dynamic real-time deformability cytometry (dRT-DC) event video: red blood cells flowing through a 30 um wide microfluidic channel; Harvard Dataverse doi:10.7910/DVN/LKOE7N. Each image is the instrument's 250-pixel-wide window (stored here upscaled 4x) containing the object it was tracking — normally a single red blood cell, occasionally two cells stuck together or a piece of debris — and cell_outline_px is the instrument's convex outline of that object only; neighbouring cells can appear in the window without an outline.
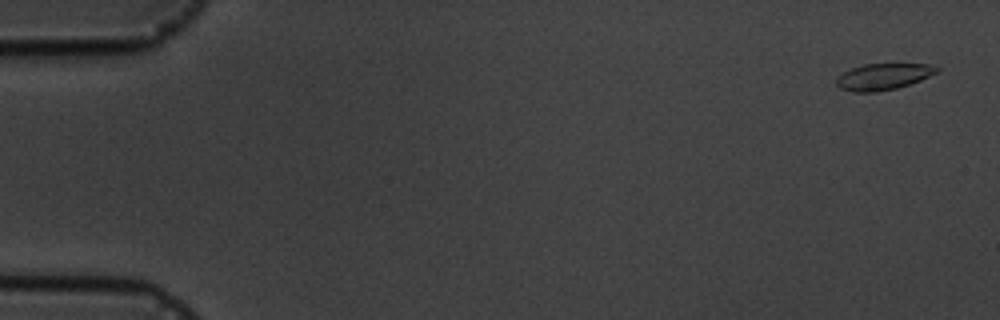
{"species": "common noctule bat (a hibernating species)", "species_latin": "Nyctalus noctula", "temperature_condition": "cold", "stored_images_in_passage": 5, "camera_frame_rate_fps": 3000, "um_per_image_px": 0.085, "animal": {"sex": "male", "body_mass_g": 19.5, "forearm_length_mm": 54.6}, "frame": {"image": 1, "passage_image": 1, "time_ms": 0.0, "image_size_px": [1000, 320], "cell_outline_px": [[940, 68], [936, 72], [920, 80], [896, 88], [876, 92], [852, 92], [840, 88], [836, 84], [836, 76], [852, 68], [864, 64], [928, 64]], "centroid_in_image_um": [75.02, 6.52], "position_along_channel_um": 10.0, "area_um2": 15.26}}
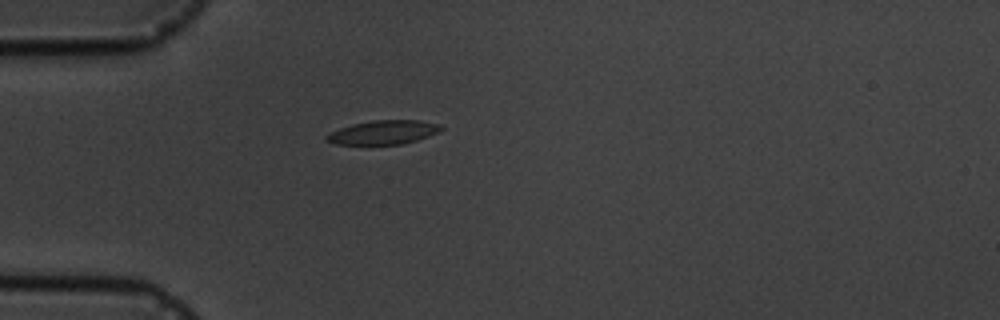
{"frame": {"image": 2, "passage_image": 5, "time_ms": 4.667, "image_size_px": [1000, 320], "cell_outline_px": [[444, 128], [440, 132], [416, 140], [400, 144], [336, 144], [324, 140], [324, 136], [328, 132], [352, 124], [372, 120], [420, 120], [440, 124]], "centroid_in_image_um": [32.57, 11.24], "position_along_channel_um": 52.4, "area_um2": 16.07}}